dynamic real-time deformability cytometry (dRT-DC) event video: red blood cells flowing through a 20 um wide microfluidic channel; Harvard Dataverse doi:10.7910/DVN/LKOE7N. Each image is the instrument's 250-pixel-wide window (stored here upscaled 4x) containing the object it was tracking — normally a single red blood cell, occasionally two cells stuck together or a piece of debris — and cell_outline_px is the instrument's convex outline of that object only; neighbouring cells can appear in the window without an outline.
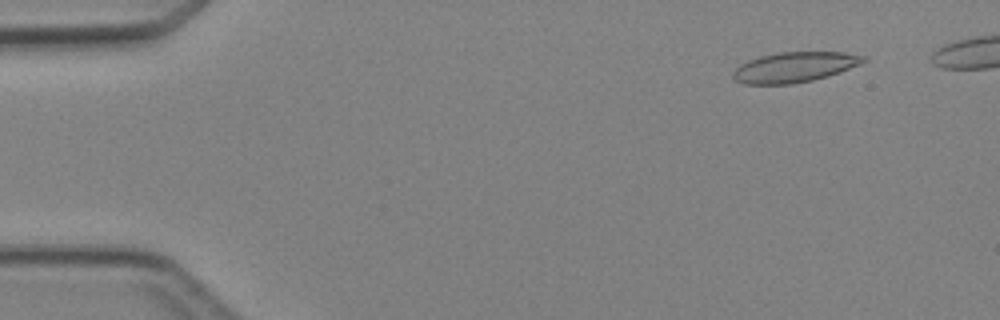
{"species": "Egyptian fruit bat (a non-hibernating species)", "species_latin": "Rousettus aegyptiacus", "temperature_condition": "cold", "stored_images_in_passage": 8, "segment_of_instrument_passage": [1, 2], "camera_frame_rate_fps": 3000, "um_per_image_px": 0.085, "animal": {"sex": "female"}, "frame": {"image": 1, "passage_image": 2, "time_ms": 1.0, "image_size_px": [1000, 320], "cell_outline_px": [[868, 60], [860, 64], [840, 72], [828, 76], [812, 80], [792, 84], [744, 84], [732, 80], [732, 72], [740, 64], [748, 60], [760, 56], [776, 52], [844, 52], [868, 56]], "centroid_in_image_um": [67.52, 5.7], "position_along_channel_um": 17.5, "area_um2": 23.24}}
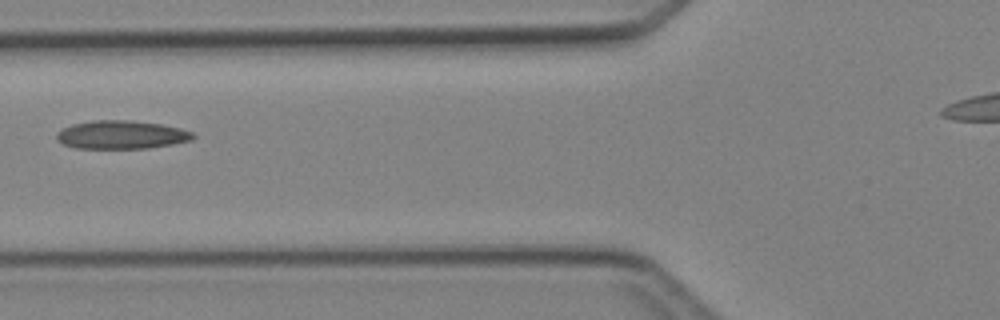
{"frame": {"image": 2, "passage_image": 6, "time_ms": 5.667, "image_size_px": [1000, 320], "cell_outline_px": [[196, 136], [192, 140], [172, 144], [148, 148], [76, 148], [64, 144], [56, 140], [56, 132], [72, 124], [92, 120], [132, 120], [160, 124], [180, 128], [192, 132]], "centroid_in_image_um": [10.31, 11.45], "position_along_channel_um": 115.5, "area_um2": 22.54}}
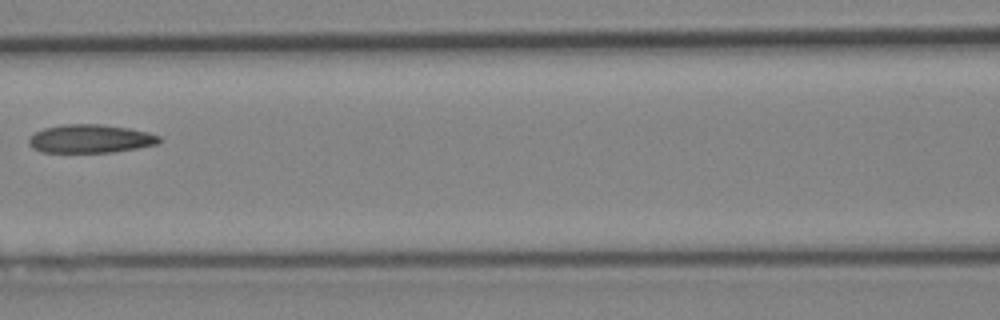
{"frame": {"image": 3, "passage_image": 7, "time_ms": 6.667, "image_size_px": [1000, 320], "cell_outline_px": [[160, 140], [156, 144], [136, 148], [112, 152], [40, 152], [32, 148], [28, 144], [28, 140], [36, 132], [44, 128], [60, 124], [100, 124], [128, 128], [148, 132], [160, 136]], "centroid_in_image_um": [7.64, 11.79], "position_along_channel_um": 159.0, "area_um2": 21.5}}